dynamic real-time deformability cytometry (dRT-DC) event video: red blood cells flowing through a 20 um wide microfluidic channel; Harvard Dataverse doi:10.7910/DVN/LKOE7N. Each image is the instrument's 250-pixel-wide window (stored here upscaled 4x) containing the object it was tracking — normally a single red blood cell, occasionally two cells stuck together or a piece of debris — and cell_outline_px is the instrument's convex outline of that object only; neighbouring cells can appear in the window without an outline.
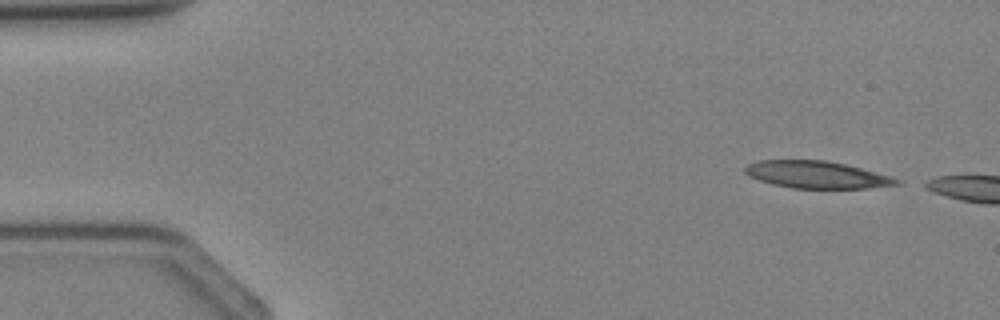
{"species": "Egyptian fruit bat (a non-hibernating species)", "species_latin": "Rousettus aegyptiacus", "temperature_condition": "cold", "stored_images_in_passage": 2, "camera_frame_rate_fps": 3000, "um_per_image_px": 0.085, "animal": {"sex": "female"}, "frame": {"image": 1, "passage_image": 1, "time_ms": 0.0, "image_size_px": [1000, 320], "cell_outline_px": [[904, 184], [868, 188], [792, 188], [772, 184], [748, 176], [744, 172], [744, 168], [748, 164], [760, 160], [824, 160], [844, 164], [860, 168], [888, 176], [900, 180]], "centroid_in_image_um": [69.39, 14.85], "position_along_channel_um": 15.6, "area_um2": 23.81}}